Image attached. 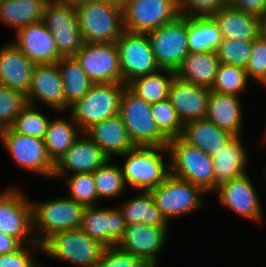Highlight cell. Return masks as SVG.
Wrapping results in <instances>:
<instances>
[{
  "label": "cell",
  "mask_w": 266,
  "mask_h": 267,
  "mask_svg": "<svg viewBox=\"0 0 266 267\" xmlns=\"http://www.w3.org/2000/svg\"><path fill=\"white\" fill-rule=\"evenodd\" d=\"M85 43H116L124 31L122 8L93 0L74 3Z\"/></svg>",
  "instance_id": "1"
},
{
  "label": "cell",
  "mask_w": 266,
  "mask_h": 267,
  "mask_svg": "<svg viewBox=\"0 0 266 267\" xmlns=\"http://www.w3.org/2000/svg\"><path fill=\"white\" fill-rule=\"evenodd\" d=\"M166 153L168 151L164 147L135 146L120 155L121 158L125 157L121 169L126 187L150 191L165 181L170 175V165L162 157Z\"/></svg>",
  "instance_id": "2"
},
{
  "label": "cell",
  "mask_w": 266,
  "mask_h": 267,
  "mask_svg": "<svg viewBox=\"0 0 266 267\" xmlns=\"http://www.w3.org/2000/svg\"><path fill=\"white\" fill-rule=\"evenodd\" d=\"M166 148L171 175L191 182L206 193L215 191L213 161L206 152L187 144L180 137L170 139Z\"/></svg>",
  "instance_id": "3"
},
{
  "label": "cell",
  "mask_w": 266,
  "mask_h": 267,
  "mask_svg": "<svg viewBox=\"0 0 266 267\" xmlns=\"http://www.w3.org/2000/svg\"><path fill=\"white\" fill-rule=\"evenodd\" d=\"M119 115L135 146L167 147L169 140L158 129L151 113V104L127 86L123 89L120 99Z\"/></svg>",
  "instance_id": "4"
},
{
  "label": "cell",
  "mask_w": 266,
  "mask_h": 267,
  "mask_svg": "<svg viewBox=\"0 0 266 267\" xmlns=\"http://www.w3.org/2000/svg\"><path fill=\"white\" fill-rule=\"evenodd\" d=\"M32 229L37 243L42 244L52 234L80 227L85 206L65 196L46 202L31 201ZM40 234V235H39Z\"/></svg>",
  "instance_id": "5"
},
{
  "label": "cell",
  "mask_w": 266,
  "mask_h": 267,
  "mask_svg": "<svg viewBox=\"0 0 266 267\" xmlns=\"http://www.w3.org/2000/svg\"><path fill=\"white\" fill-rule=\"evenodd\" d=\"M42 249L49 258L77 267H95L105 246L77 228L52 234L42 243Z\"/></svg>",
  "instance_id": "6"
},
{
  "label": "cell",
  "mask_w": 266,
  "mask_h": 267,
  "mask_svg": "<svg viewBox=\"0 0 266 267\" xmlns=\"http://www.w3.org/2000/svg\"><path fill=\"white\" fill-rule=\"evenodd\" d=\"M124 83L94 84L78 101L69 107V114L84 133L89 127L119 114Z\"/></svg>",
  "instance_id": "7"
},
{
  "label": "cell",
  "mask_w": 266,
  "mask_h": 267,
  "mask_svg": "<svg viewBox=\"0 0 266 267\" xmlns=\"http://www.w3.org/2000/svg\"><path fill=\"white\" fill-rule=\"evenodd\" d=\"M149 192L168 222L205 206L202 195L206 192L202 188L171 174Z\"/></svg>",
  "instance_id": "8"
},
{
  "label": "cell",
  "mask_w": 266,
  "mask_h": 267,
  "mask_svg": "<svg viewBox=\"0 0 266 267\" xmlns=\"http://www.w3.org/2000/svg\"><path fill=\"white\" fill-rule=\"evenodd\" d=\"M146 34L158 67L176 72L189 53L188 17L180 15L174 21Z\"/></svg>",
  "instance_id": "9"
},
{
  "label": "cell",
  "mask_w": 266,
  "mask_h": 267,
  "mask_svg": "<svg viewBox=\"0 0 266 267\" xmlns=\"http://www.w3.org/2000/svg\"><path fill=\"white\" fill-rule=\"evenodd\" d=\"M42 22L52 34L62 57L74 56L83 45L74 3L47 1Z\"/></svg>",
  "instance_id": "10"
},
{
  "label": "cell",
  "mask_w": 266,
  "mask_h": 267,
  "mask_svg": "<svg viewBox=\"0 0 266 267\" xmlns=\"http://www.w3.org/2000/svg\"><path fill=\"white\" fill-rule=\"evenodd\" d=\"M0 140L16 166L53 178L54 163L47 154L43 139L16 133L10 127L0 131Z\"/></svg>",
  "instance_id": "11"
},
{
  "label": "cell",
  "mask_w": 266,
  "mask_h": 267,
  "mask_svg": "<svg viewBox=\"0 0 266 267\" xmlns=\"http://www.w3.org/2000/svg\"><path fill=\"white\" fill-rule=\"evenodd\" d=\"M181 15L176 0H131L123 5L125 31L147 33L174 21Z\"/></svg>",
  "instance_id": "12"
},
{
  "label": "cell",
  "mask_w": 266,
  "mask_h": 267,
  "mask_svg": "<svg viewBox=\"0 0 266 267\" xmlns=\"http://www.w3.org/2000/svg\"><path fill=\"white\" fill-rule=\"evenodd\" d=\"M122 80L125 85L140 76L157 72L154 54L146 33L123 31L116 41Z\"/></svg>",
  "instance_id": "13"
},
{
  "label": "cell",
  "mask_w": 266,
  "mask_h": 267,
  "mask_svg": "<svg viewBox=\"0 0 266 267\" xmlns=\"http://www.w3.org/2000/svg\"><path fill=\"white\" fill-rule=\"evenodd\" d=\"M0 232L22 245L37 243L32 229V206L17 187L0 192Z\"/></svg>",
  "instance_id": "14"
},
{
  "label": "cell",
  "mask_w": 266,
  "mask_h": 267,
  "mask_svg": "<svg viewBox=\"0 0 266 267\" xmlns=\"http://www.w3.org/2000/svg\"><path fill=\"white\" fill-rule=\"evenodd\" d=\"M94 84L123 83L116 43H83L74 55Z\"/></svg>",
  "instance_id": "15"
},
{
  "label": "cell",
  "mask_w": 266,
  "mask_h": 267,
  "mask_svg": "<svg viewBox=\"0 0 266 267\" xmlns=\"http://www.w3.org/2000/svg\"><path fill=\"white\" fill-rule=\"evenodd\" d=\"M168 233V227L128 224L117 247L139 257L150 267H158V256L167 244Z\"/></svg>",
  "instance_id": "16"
},
{
  "label": "cell",
  "mask_w": 266,
  "mask_h": 267,
  "mask_svg": "<svg viewBox=\"0 0 266 267\" xmlns=\"http://www.w3.org/2000/svg\"><path fill=\"white\" fill-rule=\"evenodd\" d=\"M218 194L220 204L228 207L238 216L261 223L262 206L251 179L247 174L219 184L214 191Z\"/></svg>",
  "instance_id": "17"
},
{
  "label": "cell",
  "mask_w": 266,
  "mask_h": 267,
  "mask_svg": "<svg viewBox=\"0 0 266 267\" xmlns=\"http://www.w3.org/2000/svg\"><path fill=\"white\" fill-rule=\"evenodd\" d=\"M90 238L105 247L117 246L121 241L126 222L118 207L87 206L80 227Z\"/></svg>",
  "instance_id": "18"
},
{
  "label": "cell",
  "mask_w": 266,
  "mask_h": 267,
  "mask_svg": "<svg viewBox=\"0 0 266 267\" xmlns=\"http://www.w3.org/2000/svg\"><path fill=\"white\" fill-rule=\"evenodd\" d=\"M109 157L85 133L54 164L53 178L75 173H93L104 165Z\"/></svg>",
  "instance_id": "19"
},
{
  "label": "cell",
  "mask_w": 266,
  "mask_h": 267,
  "mask_svg": "<svg viewBox=\"0 0 266 267\" xmlns=\"http://www.w3.org/2000/svg\"><path fill=\"white\" fill-rule=\"evenodd\" d=\"M26 98L28 104L35 107L39 100L50 110L65 111V94L57 63L35 65Z\"/></svg>",
  "instance_id": "20"
},
{
  "label": "cell",
  "mask_w": 266,
  "mask_h": 267,
  "mask_svg": "<svg viewBox=\"0 0 266 267\" xmlns=\"http://www.w3.org/2000/svg\"><path fill=\"white\" fill-rule=\"evenodd\" d=\"M16 34L12 43L35 65L53 64L62 57L52 34L42 21L25 25Z\"/></svg>",
  "instance_id": "21"
},
{
  "label": "cell",
  "mask_w": 266,
  "mask_h": 267,
  "mask_svg": "<svg viewBox=\"0 0 266 267\" xmlns=\"http://www.w3.org/2000/svg\"><path fill=\"white\" fill-rule=\"evenodd\" d=\"M210 88L184 82L175 77L170 85L168 100L183 124L206 118Z\"/></svg>",
  "instance_id": "22"
},
{
  "label": "cell",
  "mask_w": 266,
  "mask_h": 267,
  "mask_svg": "<svg viewBox=\"0 0 266 267\" xmlns=\"http://www.w3.org/2000/svg\"><path fill=\"white\" fill-rule=\"evenodd\" d=\"M34 67L12 42L0 47V85L27 95Z\"/></svg>",
  "instance_id": "23"
},
{
  "label": "cell",
  "mask_w": 266,
  "mask_h": 267,
  "mask_svg": "<svg viewBox=\"0 0 266 267\" xmlns=\"http://www.w3.org/2000/svg\"><path fill=\"white\" fill-rule=\"evenodd\" d=\"M84 133L109 159L126 154L135 147L119 114L92 125Z\"/></svg>",
  "instance_id": "24"
},
{
  "label": "cell",
  "mask_w": 266,
  "mask_h": 267,
  "mask_svg": "<svg viewBox=\"0 0 266 267\" xmlns=\"http://www.w3.org/2000/svg\"><path fill=\"white\" fill-rule=\"evenodd\" d=\"M239 96L210 91L206 120L235 137H241L243 116Z\"/></svg>",
  "instance_id": "25"
},
{
  "label": "cell",
  "mask_w": 266,
  "mask_h": 267,
  "mask_svg": "<svg viewBox=\"0 0 266 267\" xmlns=\"http://www.w3.org/2000/svg\"><path fill=\"white\" fill-rule=\"evenodd\" d=\"M234 137L206 119L185 123L180 136L184 142L206 152L211 158L216 156Z\"/></svg>",
  "instance_id": "26"
},
{
  "label": "cell",
  "mask_w": 266,
  "mask_h": 267,
  "mask_svg": "<svg viewBox=\"0 0 266 267\" xmlns=\"http://www.w3.org/2000/svg\"><path fill=\"white\" fill-rule=\"evenodd\" d=\"M218 23L223 39L252 41L260 34V18L229 5L212 16Z\"/></svg>",
  "instance_id": "27"
},
{
  "label": "cell",
  "mask_w": 266,
  "mask_h": 267,
  "mask_svg": "<svg viewBox=\"0 0 266 267\" xmlns=\"http://www.w3.org/2000/svg\"><path fill=\"white\" fill-rule=\"evenodd\" d=\"M247 157L248 154L240 137H234L216 156L212 157L215 190L219 184L247 174Z\"/></svg>",
  "instance_id": "28"
},
{
  "label": "cell",
  "mask_w": 266,
  "mask_h": 267,
  "mask_svg": "<svg viewBox=\"0 0 266 267\" xmlns=\"http://www.w3.org/2000/svg\"><path fill=\"white\" fill-rule=\"evenodd\" d=\"M220 65L216 52H189L175 76L187 83L211 88Z\"/></svg>",
  "instance_id": "29"
},
{
  "label": "cell",
  "mask_w": 266,
  "mask_h": 267,
  "mask_svg": "<svg viewBox=\"0 0 266 267\" xmlns=\"http://www.w3.org/2000/svg\"><path fill=\"white\" fill-rule=\"evenodd\" d=\"M222 40L220 27L212 16L188 17L189 52H216Z\"/></svg>",
  "instance_id": "30"
},
{
  "label": "cell",
  "mask_w": 266,
  "mask_h": 267,
  "mask_svg": "<svg viewBox=\"0 0 266 267\" xmlns=\"http://www.w3.org/2000/svg\"><path fill=\"white\" fill-rule=\"evenodd\" d=\"M65 94V110L80 100L94 85L74 56L61 57L57 62Z\"/></svg>",
  "instance_id": "31"
},
{
  "label": "cell",
  "mask_w": 266,
  "mask_h": 267,
  "mask_svg": "<svg viewBox=\"0 0 266 267\" xmlns=\"http://www.w3.org/2000/svg\"><path fill=\"white\" fill-rule=\"evenodd\" d=\"M122 212L126 225L144 223L155 227H168V221L153 202L149 191L126 200L118 207Z\"/></svg>",
  "instance_id": "32"
},
{
  "label": "cell",
  "mask_w": 266,
  "mask_h": 267,
  "mask_svg": "<svg viewBox=\"0 0 266 267\" xmlns=\"http://www.w3.org/2000/svg\"><path fill=\"white\" fill-rule=\"evenodd\" d=\"M82 134L78 124L63 116L50 120L43 138L49 158L55 164Z\"/></svg>",
  "instance_id": "33"
},
{
  "label": "cell",
  "mask_w": 266,
  "mask_h": 267,
  "mask_svg": "<svg viewBox=\"0 0 266 267\" xmlns=\"http://www.w3.org/2000/svg\"><path fill=\"white\" fill-rule=\"evenodd\" d=\"M47 0H0V21L16 31L42 21Z\"/></svg>",
  "instance_id": "34"
},
{
  "label": "cell",
  "mask_w": 266,
  "mask_h": 267,
  "mask_svg": "<svg viewBox=\"0 0 266 267\" xmlns=\"http://www.w3.org/2000/svg\"><path fill=\"white\" fill-rule=\"evenodd\" d=\"M175 71L159 69L157 72L135 78L127 87L137 96L152 104L168 99Z\"/></svg>",
  "instance_id": "35"
},
{
  "label": "cell",
  "mask_w": 266,
  "mask_h": 267,
  "mask_svg": "<svg viewBox=\"0 0 266 267\" xmlns=\"http://www.w3.org/2000/svg\"><path fill=\"white\" fill-rule=\"evenodd\" d=\"M109 159L104 165L93 172L98 199L118 198L127 189L122 169Z\"/></svg>",
  "instance_id": "36"
},
{
  "label": "cell",
  "mask_w": 266,
  "mask_h": 267,
  "mask_svg": "<svg viewBox=\"0 0 266 267\" xmlns=\"http://www.w3.org/2000/svg\"><path fill=\"white\" fill-rule=\"evenodd\" d=\"M246 69L238 66L220 64L210 90L240 97L248 89ZM242 92V93H241Z\"/></svg>",
  "instance_id": "37"
},
{
  "label": "cell",
  "mask_w": 266,
  "mask_h": 267,
  "mask_svg": "<svg viewBox=\"0 0 266 267\" xmlns=\"http://www.w3.org/2000/svg\"><path fill=\"white\" fill-rule=\"evenodd\" d=\"M27 104L15 118L11 128L19 134L43 139L50 119L40 109Z\"/></svg>",
  "instance_id": "38"
},
{
  "label": "cell",
  "mask_w": 266,
  "mask_h": 267,
  "mask_svg": "<svg viewBox=\"0 0 266 267\" xmlns=\"http://www.w3.org/2000/svg\"><path fill=\"white\" fill-rule=\"evenodd\" d=\"M67 179L65 181L66 186H68L67 198L72 199L77 203H81L85 207L87 206H97L95 201H98V196L95 187V181L93 173H75L67 176H63Z\"/></svg>",
  "instance_id": "39"
},
{
  "label": "cell",
  "mask_w": 266,
  "mask_h": 267,
  "mask_svg": "<svg viewBox=\"0 0 266 267\" xmlns=\"http://www.w3.org/2000/svg\"><path fill=\"white\" fill-rule=\"evenodd\" d=\"M151 113L158 129L168 140L181 136L184 124L168 99L152 103Z\"/></svg>",
  "instance_id": "40"
},
{
  "label": "cell",
  "mask_w": 266,
  "mask_h": 267,
  "mask_svg": "<svg viewBox=\"0 0 266 267\" xmlns=\"http://www.w3.org/2000/svg\"><path fill=\"white\" fill-rule=\"evenodd\" d=\"M27 104L25 94L0 85V131L10 128Z\"/></svg>",
  "instance_id": "41"
},
{
  "label": "cell",
  "mask_w": 266,
  "mask_h": 267,
  "mask_svg": "<svg viewBox=\"0 0 266 267\" xmlns=\"http://www.w3.org/2000/svg\"><path fill=\"white\" fill-rule=\"evenodd\" d=\"M252 49V41L223 39L216 50L220 64L238 66L246 69Z\"/></svg>",
  "instance_id": "42"
},
{
  "label": "cell",
  "mask_w": 266,
  "mask_h": 267,
  "mask_svg": "<svg viewBox=\"0 0 266 267\" xmlns=\"http://www.w3.org/2000/svg\"><path fill=\"white\" fill-rule=\"evenodd\" d=\"M246 75L249 82L256 80L266 85V38L259 34L252 40L251 55L246 66Z\"/></svg>",
  "instance_id": "43"
},
{
  "label": "cell",
  "mask_w": 266,
  "mask_h": 267,
  "mask_svg": "<svg viewBox=\"0 0 266 267\" xmlns=\"http://www.w3.org/2000/svg\"><path fill=\"white\" fill-rule=\"evenodd\" d=\"M95 267H150L139 257L133 256L117 246L105 247Z\"/></svg>",
  "instance_id": "44"
},
{
  "label": "cell",
  "mask_w": 266,
  "mask_h": 267,
  "mask_svg": "<svg viewBox=\"0 0 266 267\" xmlns=\"http://www.w3.org/2000/svg\"><path fill=\"white\" fill-rule=\"evenodd\" d=\"M34 249L36 251L38 249L39 252L43 251L42 244L34 243L22 245L14 252L1 254L0 267H43L42 264H39V262L35 261L36 259L33 257L34 251H32Z\"/></svg>",
  "instance_id": "45"
},
{
  "label": "cell",
  "mask_w": 266,
  "mask_h": 267,
  "mask_svg": "<svg viewBox=\"0 0 266 267\" xmlns=\"http://www.w3.org/2000/svg\"><path fill=\"white\" fill-rule=\"evenodd\" d=\"M224 6L226 4L222 0H183L180 12L186 17L213 16Z\"/></svg>",
  "instance_id": "46"
},
{
  "label": "cell",
  "mask_w": 266,
  "mask_h": 267,
  "mask_svg": "<svg viewBox=\"0 0 266 267\" xmlns=\"http://www.w3.org/2000/svg\"><path fill=\"white\" fill-rule=\"evenodd\" d=\"M229 6L259 18L266 15V0H233Z\"/></svg>",
  "instance_id": "47"
},
{
  "label": "cell",
  "mask_w": 266,
  "mask_h": 267,
  "mask_svg": "<svg viewBox=\"0 0 266 267\" xmlns=\"http://www.w3.org/2000/svg\"><path fill=\"white\" fill-rule=\"evenodd\" d=\"M22 244L15 238L0 232V255L18 250Z\"/></svg>",
  "instance_id": "48"
},
{
  "label": "cell",
  "mask_w": 266,
  "mask_h": 267,
  "mask_svg": "<svg viewBox=\"0 0 266 267\" xmlns=\"http://www.w3.org/2000/svg\"><path fill=\"white\" fill-rule=\"evenodd\" d=\"M260 34L266 38V15L260 18Z\"/></svg>",
  "instance_id": "49"
},
{
  "label": "cell",
  "mask_w": 266,
  "mask_h": 267,
  "mask_svg": "<svg viewBox=\"0 0 266 267\" xmlns=\"http://www.w3.org/2000/svg\"><path fill=\"white\" fill-rule=\"evenodd\" d=\"M93 1L111 4V5H114L116 7L121 8V1L120 0H93Z\"/></svg>",
  "instance_id": "50"
},
{
  "label": "cell",
  "mask_w": 266,
  "mask_h": 267,
  "mask_svg": "<svg viewBox=\"0 0 266 267\" xmlns=\"http://www.w3.org/2000/svg\"><path fill=\"white\" fill-rule=\"evenodd\" d=\"M50 2L77 3L79 0H47Z\"/></svg>",
  "instance_id": "51"
},
{
  "label": "cell",
  "mask_w": 266,
  "mask_h": 267,
  "mask_svg": "<svg viewBox=\"0 0 266 267\" xmlns=\"http://www.w3.org/2000/svg\"><path fill=\"white\" fill-rule=\"evenodd\" d=\"M121 1V8H123V5H125L127 2L131 0H120Z\"/></svg>",
  "instance_id": "52"
},
{
  "label": "cell",
  "mask_w": 266,
  "mask_h": 267,
  "mask_svg": "<svg viewBox=\"0 0 266 267\" xmlns=\"http://www.w3.org/2000/svg\"><path fill=\"white\" fill-rule=\"evenodd\" d=\"M226 5H229L233 0H222Z\"/></svg>",
  "instance_id": "53"
},
{
  "label": "cell",
  "mask_w": 266,
  "mask_h": 267,
  "mask_svg": "<svg viewBox=\"0 0 266 267\" xmlns=\"http://www.w3.org/2000/svg\"><path fill=\"white\" fill-rule=\"evenodd\" d=\"M263 137H264V141H265V143H266V133H265V136L263 135Z\"/></svg>",
  "instance_id": "54"
},
{
  "label": "cell",
  "mask_w": 266,
  "mask_h": 267,
  "mask_svg": "<svg viewBox=\"0 0 266 267\" xmlns=\"http://www.w3.org/2000/svg\"><path fill=\"white\" fill-rule=\"evenodd\" d=\"M179 4L183 1V0H176Z\"/></svg>",
  "instance_id": "55"
}]
</instances>
